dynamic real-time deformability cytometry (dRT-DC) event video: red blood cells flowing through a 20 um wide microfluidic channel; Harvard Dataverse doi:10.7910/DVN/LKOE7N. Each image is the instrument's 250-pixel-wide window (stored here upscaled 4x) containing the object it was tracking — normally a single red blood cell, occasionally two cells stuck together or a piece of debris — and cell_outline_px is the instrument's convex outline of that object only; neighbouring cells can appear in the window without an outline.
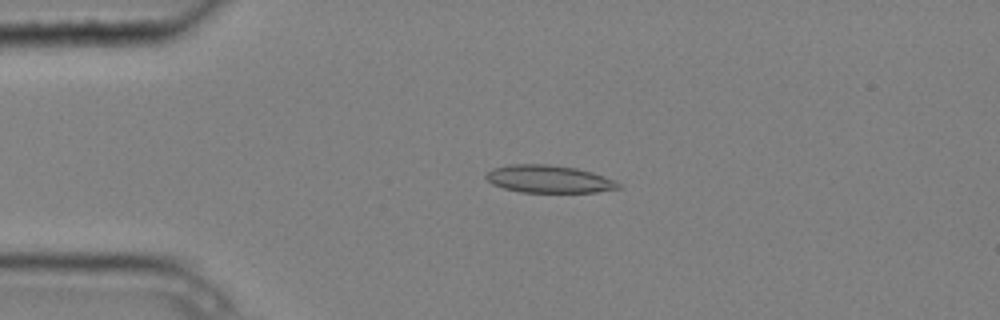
{"species": "common noctule bat (a hibernating species)", "species_latin": "Nyctalus noctula", "temperature_condition": "cold", "stored_images_in_passage": 5, "camera_frame_rate_fps": 3000, "um_per_image_px": 0.085, "animal": {"sex": "male", "body_mass_g": 20.4}, "frame": {"image": 1, "passage_image": 4, "time_ms": 1.0, "image_size_px": [1000, 320], "cell_outline_px": [[624, 188], [596, 192], [520, 192], [504, 188], [492, 184], [484, 176], [492, 168], [508, 164], [548, 164], [576, 168], [592, 172], [616, 180]], "centroid_in_image_um": [46.68, 15.22], "position_along_channel_um": 38.3, "area_um2": 21.44}}